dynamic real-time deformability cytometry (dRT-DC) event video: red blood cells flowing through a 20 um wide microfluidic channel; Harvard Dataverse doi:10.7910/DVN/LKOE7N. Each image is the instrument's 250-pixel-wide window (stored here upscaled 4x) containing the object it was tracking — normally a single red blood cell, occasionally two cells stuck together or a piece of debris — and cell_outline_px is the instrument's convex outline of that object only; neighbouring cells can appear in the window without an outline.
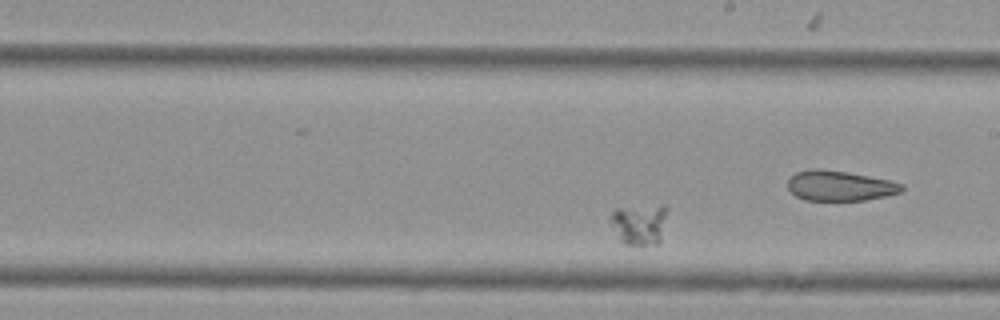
{"species": "Egyptian fruit bat (a non-hibernating species)", "species_latin": "Rousettus aegyptiacus", "temperature_condition": "cold", "stored_images_in_passage": 41, "camera_frame_rate_fps": 3000, "um_per_image_px": 0.085, "animal": {"sex": "female"}, "frame": {"image": 1, "passage_image": 16, "time_ms": 5.0, "image_size_px": [1000, 320], "cell_outline_px": [[668, 208], [660, 240], [656, 244], [624, 244], [620, 240], [608, 220], [608, 216], [616, 208], [660, 204], [664, 204]], "centroid_in_image_um": [54.32, 19.01], "position_along_channel_um": 234.7, "area_um2": 13.7}}
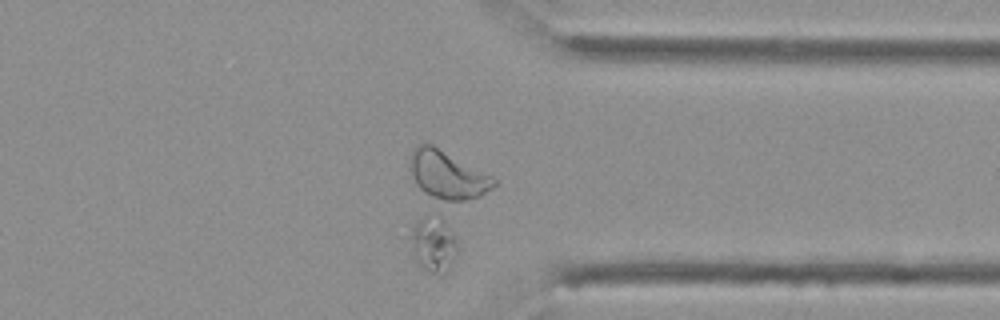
{"frame": {"image": 2, "passage_image": 29, "time_ms": 9.333, "image_size_px": [1000, 320], "cell_outline_px": [[456, 252], [448, 268], [444, 272], [428, 272], [416, 260], [404, 236], [428, 212], [440, 220], [444, 224], [456, 240]], "centroid_in_image_um": [36.71, 20.74], "position_along_channel_um": 374.7, "area_um2": 14.74}}